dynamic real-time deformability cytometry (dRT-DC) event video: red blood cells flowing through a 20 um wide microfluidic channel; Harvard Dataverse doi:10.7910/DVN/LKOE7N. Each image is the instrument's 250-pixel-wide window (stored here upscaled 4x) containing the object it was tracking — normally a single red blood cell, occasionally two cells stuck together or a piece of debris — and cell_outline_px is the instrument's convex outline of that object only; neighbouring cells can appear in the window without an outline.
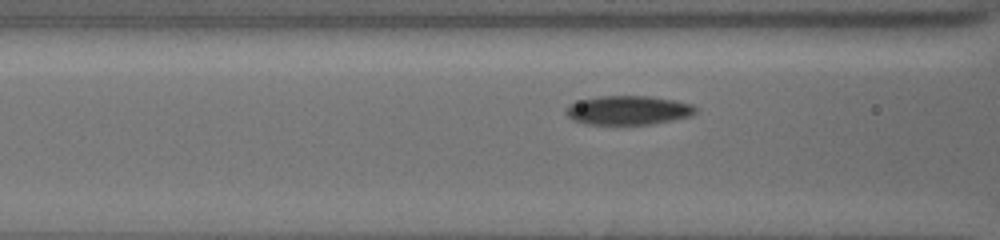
{"species": "common noctule bat (a hibernating species)", "species_latin": "Nyctalus noctula", "temperature_condition": "cold", "stored_images_in_passage": 12, "camera_frame_rate_fps": 3000, "um_per_image_px": 0.085, "animal": {"sex": "female", "body_mass_g": 19.5, "forearm_length_mm": 54.1}, "frame": {"image": 1, "passage_image": 10, "time_ms": 3.0, "image_size_px": [1000, 240], "cell_outline_px": [[696, 112], [692, 116], [652, 124], [588, 124], [572, 120], [564, 112], [564, 108], [568, 104], [576, 100], [600, 96], [648, 96], [676, 100], [692, 104], [696, 108]], "centroid_in_image_um": [53.36, 9.36], "position_along_channel_um": 113.2, "area_um2": 22.2}}